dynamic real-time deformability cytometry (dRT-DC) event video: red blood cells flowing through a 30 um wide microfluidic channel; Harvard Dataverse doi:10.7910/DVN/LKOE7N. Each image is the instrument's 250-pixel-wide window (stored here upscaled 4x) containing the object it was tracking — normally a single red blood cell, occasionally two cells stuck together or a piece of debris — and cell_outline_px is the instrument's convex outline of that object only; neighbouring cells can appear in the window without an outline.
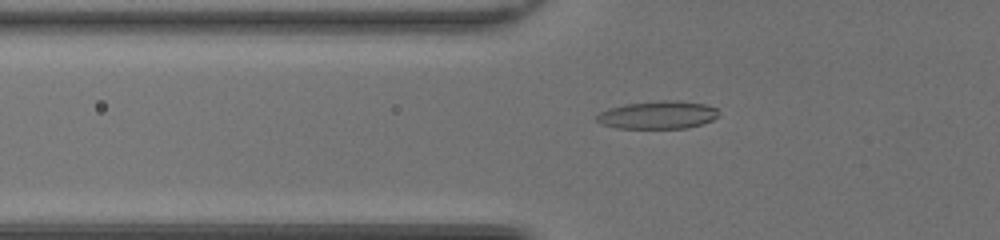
{"species": "common noctule bat (a hibernating species)", "species_latin": "Nyctalus noctula", "temperature_condition": "room temperature", "stored_images_in_passage": 30, "camera_frame_rate_fps": 3000, "um_per_image_px": 0.085, "animal": {"sex": "female", "body_mass_g": 20.0, "forearm_length_mm": 54.0}, "frame": {"image": 1, "passage_image": 4, "time_ms": 1.0, "image_size_px": [1000, 240], "cell_outline_px": [[720, 116], [712, 120], [688, 128], [616, 128], [600, 124], [596, 120], [596, 116], [600, 112], [608, 108], [624, 104], [660, 100], [680, 100], [704, 104], [716, 108]], "centroid_in_image_um": [55.9, 9.76], "position_along_channel_um": 69.9, "area_um2": 20.0}}
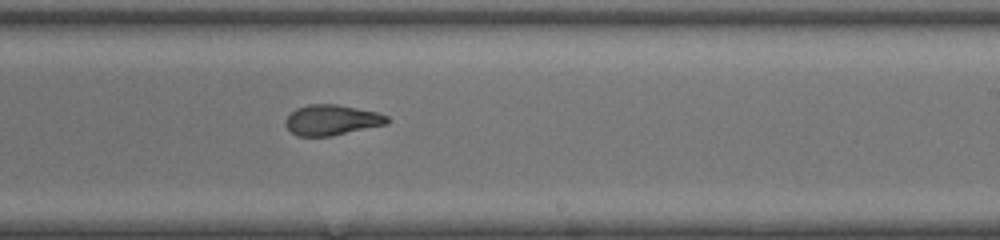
{"frame": {"image": 2, "passage_image": 18, "time_ms": 5.667, "image_size_px": [1000, 240], "cell_outline_px": [[392, 120], [388, 124], [332, 136], [296, 136], [284, 124], [284, 120], [296, 108], [308, 104], [336, 104], [376, 112], [388, 116]], "centroid_in_image_um": [28.21, 10.21], "position_along_channel_um": 260.8, "area_um2": 18.15}}
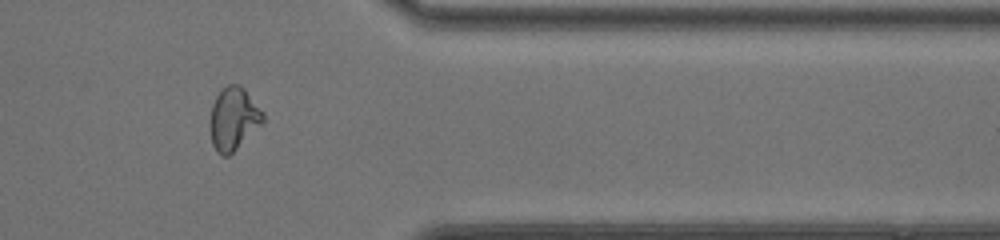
{"frame": {"image": 3, "passage_image": 28, "time_ms": 9.0, "image_size_px": [1000, 240], "cell_outline_px": [[264, 120], [228, 156], [220, 156], [216, 152], [212, 144], [208, 124], [212, 104], [216, 96], [228, 84], [240, 84], [244, 88], [264, 112]], "centroid_in_image_um": [19.8, 10.08], "position_along_channel_um": 391.6, "area_um2": 19.31}, "authors_computed_cell_mechanics": {"area_um2": 18.6983, "velocity_mm_per_s": 4.1741, "shape_relaxation_time_tau1_ms": null, "shape_relaxation_time_tau2_ms": 1.2876, "deformation_change_tau1": null, "deformation_change_tau2": 0.0776}}